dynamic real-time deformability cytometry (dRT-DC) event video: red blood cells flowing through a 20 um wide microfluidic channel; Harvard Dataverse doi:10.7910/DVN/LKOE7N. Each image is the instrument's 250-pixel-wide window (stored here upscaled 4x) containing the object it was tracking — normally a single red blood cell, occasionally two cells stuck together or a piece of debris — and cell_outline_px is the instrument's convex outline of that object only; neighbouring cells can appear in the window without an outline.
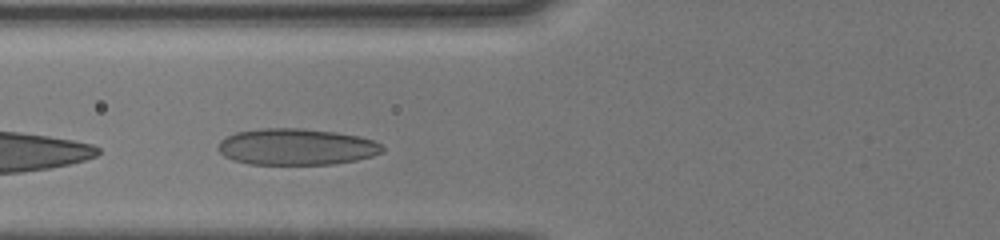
{"species": "human", "species_latin": "Homo sapiens", "temperature_condition": "cold", "stored_images_in_passage": 53, "camera_frame_rate_fps": 3000, "um_per_image_px": 0.085, "donor": {"sex": "male"}, "frame": {"image": 1, "passage_image": 6, "time_ms": 1.0, "image_size_px": [1000, 240], "cell_outline_px": [[384, 152], [372, 156], [356, 160], [332, 164], [248, 164], [232, 160], [224, 156], [216, 148], [220, 140], [224, 136], [236, 132], [260, 128], [304, 128], [336, 132], [360, 136], [372, 140], [380, 144], [384, 148]], "centroid_in_image_um": [25.16, 12.47], "position_along_channel_um": 100.6, "area_um2": 35.2}}
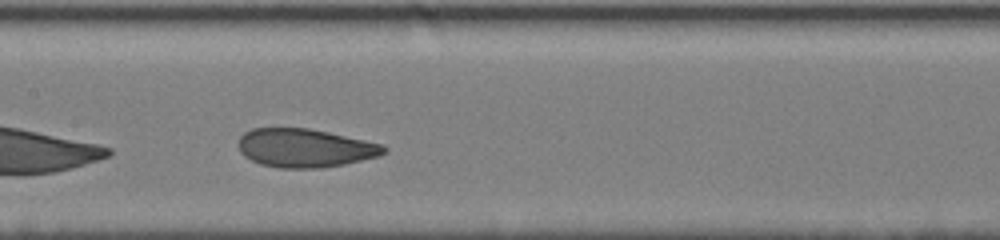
{"frame": {"image": 2, "passage_image": 18, "time_ms": 3.0, "image_size_px": [1000, 240], "cell_outline_px": [[388, 152], [380, 156], [344, 164], [324, 168], [276, 168], [260, 164], [244, 156], [240, 152], [236, 144], [240, 136], [244, 132], [252, 128], [308, 128], [328, 132], [384, 144], [388, 148]], "centroid_in_image_um": [25.92, 12.58], "position_along_channel_um": 181.5, "area_um2": 33.12}}
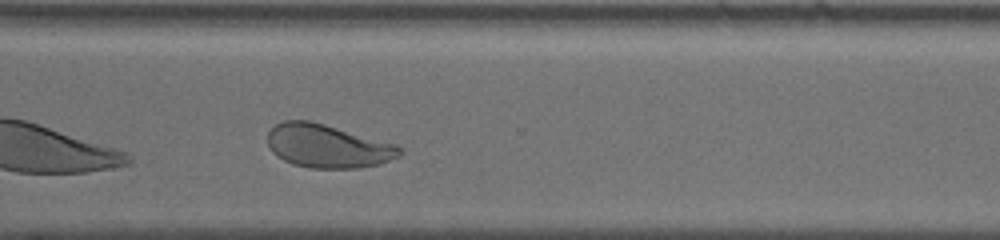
{"frame": {"image": 3, "passage_image": 42, "time_ms": 7.0, "image_size_px": [1000, 240], "cell_outline_px": [[404, 152], [400, 156], [380, 164], [360, 168], [312, 168], [292, 164], [276, 156], [272, 152], [268, 144], [268, 132], [276, 124], [284, 120], [308, 120], [324, 124], [396, 144]], "centroid_in_image_um": [27.85, 12.42], "position_along_channel_um": 342.7, "area_um2": 33.41}, "authors_computed_cell_mechanics": {"area_um2": 33.4084, "velocity_mm_per_s": 4.0409, "shape_relaxation_time_tau1_ms": 4.081, "shape_relaxation_time_tau2_ms": 0.9516, "deformation_change_tau1": 0.1317, "deformation_change_tau2": 0.0594}}